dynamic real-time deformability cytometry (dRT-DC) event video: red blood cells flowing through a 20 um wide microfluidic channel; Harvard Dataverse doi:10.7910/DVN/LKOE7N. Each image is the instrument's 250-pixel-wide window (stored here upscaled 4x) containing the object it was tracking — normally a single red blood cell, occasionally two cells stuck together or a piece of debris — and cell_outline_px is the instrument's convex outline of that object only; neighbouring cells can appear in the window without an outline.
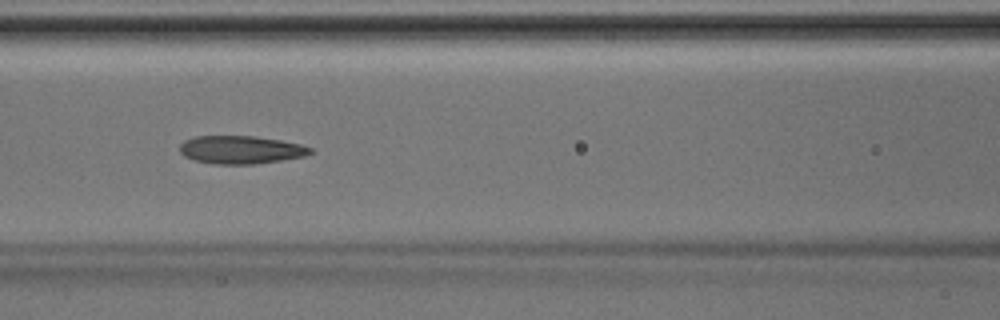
{"species": "Egyptian fruit bat (a non-hibernating species)", "species_latin": "Rousettus aegyptiacus", "temperature_condition": "room temperature", "stored_images_in_passage": 44, "camera_frame_rate_fps": 3000, "um_per_image_px": 0.085, "animal": {"sex": "male"}, "frame": {"image": 1, "passage_image": 19, "time_ms": 6.0, "image_size_px": [1000, 320], "cell_outline_px": [[312, 152], [304, 156], [256, 164], [216, 164], [196, 160], [184, 156], [180, 152], [180, 144], [184, 140], [196, 136], [256, 136], [280, 140], [300, 144], [312, 148]], "centroid_in_image_um": [20.46, 12.72], "position_along_channel_um": 146.1, "area_um2": 21.21}}